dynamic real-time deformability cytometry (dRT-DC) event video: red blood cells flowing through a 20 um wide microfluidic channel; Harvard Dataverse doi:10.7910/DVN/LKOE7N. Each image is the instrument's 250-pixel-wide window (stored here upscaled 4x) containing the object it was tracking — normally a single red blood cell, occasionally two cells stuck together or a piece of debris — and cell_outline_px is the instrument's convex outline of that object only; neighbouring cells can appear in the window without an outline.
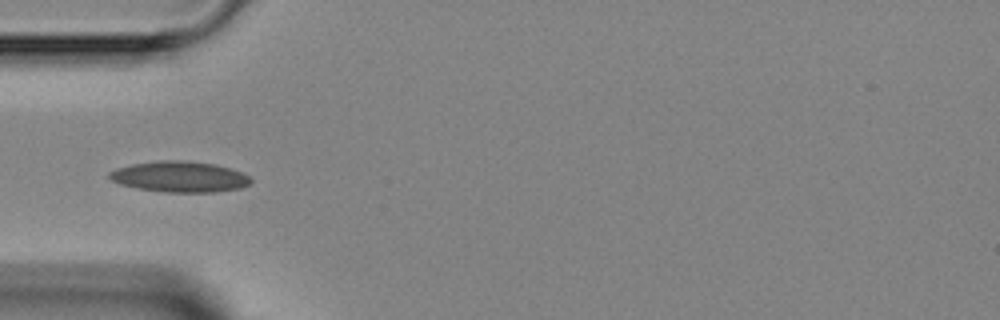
{"species": "Egyptian fruit bat (a non-hibernating species)", "species_latin": "Rousettus aegyptiacus", "temperature_condition": "room temperature", "stored_images_in_passage": 5, "camera_frame_rate_fps": 3000, "um_per_image_px": 0.085, "animal": {"sex": "female"}, "frame": {"image": 1, "passage_image": 4, "time_ms": 3.667, "image_size_px": [1000, 320], "cell_outline_px": [[252, 184], [240, 188], [216, 192], [164, 192], [136, 188], [120, 184], [108, 180], [108, 172], [116, 168], [132, 164], [160, 160], [180, 160], [216, 164], [244, 172], [252, 180]], "centroid_in_image_um": [15.27, 15.02], "position_along_channel_um": 69.7, "area_um2": 25.72}}